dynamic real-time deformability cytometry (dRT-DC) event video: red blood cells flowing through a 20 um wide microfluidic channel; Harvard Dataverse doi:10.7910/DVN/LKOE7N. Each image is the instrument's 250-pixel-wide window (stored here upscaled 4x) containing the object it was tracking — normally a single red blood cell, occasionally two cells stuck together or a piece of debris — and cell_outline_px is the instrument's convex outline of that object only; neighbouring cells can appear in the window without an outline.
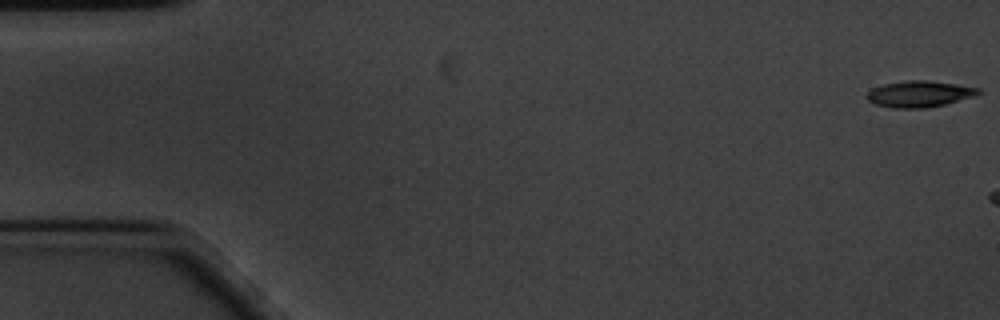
{"species": "common noctule bat (a hibernating species)", "species_latin": "Nyctalus noctula", "temperature_condition": "cold", "stored_images_in_passage": 7, "camera_frame_rate_fps": 3000, "um_per_image_px": 0.085, "animal": {"sex": "male", "body_mass_g": 20.1, "forearm_length_mm": 53.5}, "frame": {"image": 1, "passage_image": 1, "time_ms": 0.0, "image_size_px": [1000, 320], "cell_outline_px": [[984, 92], [972, 96], [944, 104], [924, 108], [892, 108], [876, 104], [868, 100], [864, 96], [872, 88], [884, 84], [908, 80], [928, 80], [956, 84], [980, 88]], "centroid_in_image_um": [78.13, 7.98], "position_along_channel_um": 6.9, "area_um2": 16.99}}